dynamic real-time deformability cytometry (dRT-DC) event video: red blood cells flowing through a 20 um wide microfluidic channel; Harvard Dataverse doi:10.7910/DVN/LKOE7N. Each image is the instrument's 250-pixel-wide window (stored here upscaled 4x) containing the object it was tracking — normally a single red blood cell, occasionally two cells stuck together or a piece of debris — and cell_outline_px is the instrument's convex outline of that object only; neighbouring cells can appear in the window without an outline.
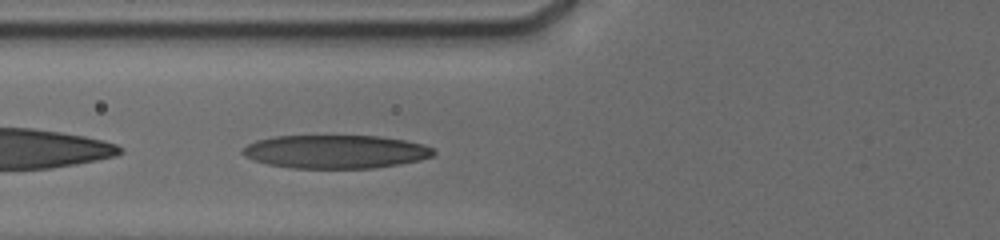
{"species": "human", "species_latin": "Homo sapiens", "temperature_condition": "cold", "stored_images_in_passage": 33, "camera_frame_rate_fps": 3000, "um_per_image_px": 0.085, "donor": {"sex": "male"}, "frame": {"image": 1, "passage_image": 3, "time_ms": 0.667, "image_size_px": [1000, 240], "cell_outline_px": [[436, 152], [432, 156], [420, 160], [400, 164], [372, 168], [292, 168], [268, 164], [252, 160], [244, 156], [240, 152], [248, 144], [256, 140], [272, 136], [380, 136], [404, 140], [420, 144], [432, 148]], "centroid_in_image_um": [28.48, 12.89], "position_along_channel_um": 97.3, "area_um2": 37.17}}
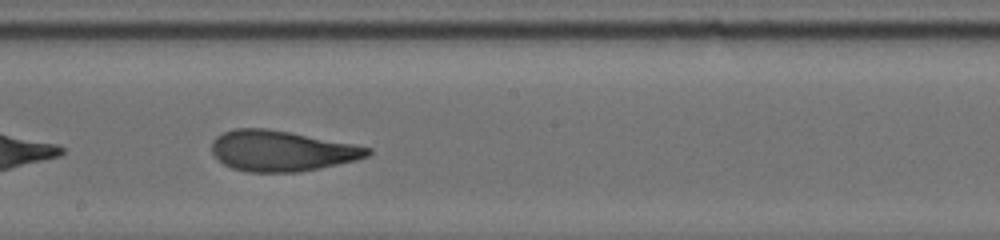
{"frame": {"image": 2, "passage_image": 14, "time_ms": 4.0, "image_size_px": [1000, 240], "cell_outline_px": [[372, 152], [368, 156], [356, 160], [300, 172], [248, 172], [232, 168], [224, 164], [212, 152], [212, 140], [216, 136], [224, 132], [236, 128], [264, 128], [288, 132], [356, 144], [372, 148]], "centroid_in_image_um": [23.95, 12.82], "position_along_channel_um": 224.3, "area_um2": 36.76}}
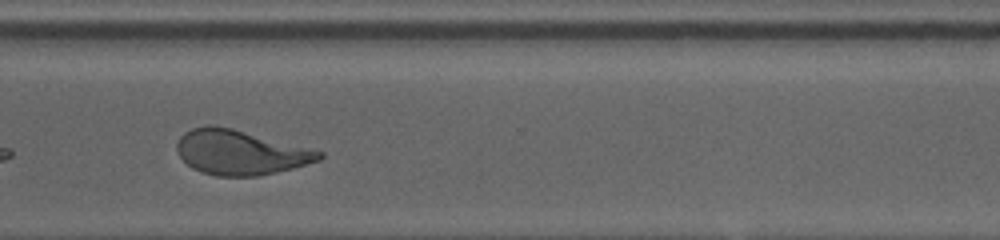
{"frame": {"image": 3, "passage_image": 28, "time_ms": 7.333, "image_size_px": [1000, 240], "cell_outline_px": [[324, 156], [320, 160], [292, 168], [256, 176], [216, 176], [200, 172], [192, 168], [180, 156], [176, 148], [176, 144], [180, 136], [184, 132], [192, 128], [208, 124], [212, 124], [232, 128], [312, 148], [324, 152]], "centroid_in_image_um": [20.41, 12.94], "position_along_channel_um": 350.2, "area_um2": 37.17}, "authors_computed_cell_mechanics": {"area_um2": 36.7608, "velocity_mm_per_s": 3.7896, "shape_relaxation_time_tau1_ms": 4.3156, "shape_relaxation_time_tau2_ms": 1.4484, "deformation_change_tau1": 0.2078, "deformation_change_tau2": 0.0982}}